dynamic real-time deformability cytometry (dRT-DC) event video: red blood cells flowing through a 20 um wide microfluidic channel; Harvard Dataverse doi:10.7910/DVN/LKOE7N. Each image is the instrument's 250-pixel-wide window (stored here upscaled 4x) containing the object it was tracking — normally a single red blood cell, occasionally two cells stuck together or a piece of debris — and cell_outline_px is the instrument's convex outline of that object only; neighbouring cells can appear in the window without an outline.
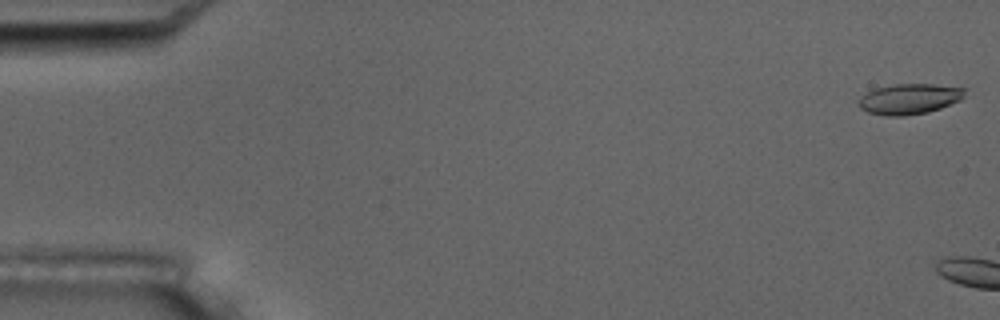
{"species": "common noctule bat (a hibernating species)", "species_latin": "Nyctalus noctula", "temperature_condition": "room temperature", "stored_images_in_passage": 2, "camera_frame_rate_fps": 3000, "um_per_image_px": 0.085, "animal": {"sex": "male", "body_mass_g": 17.5, "forearm_length_mm": 52.3}, "frame": {"image": 1, "passage_image": 1, "time_ms": 0.0, "image_size_px": [1000, 320], "cell_outline_px": [[964, 96], [960, 100], [940, 108], [928, 112], [904, 116], [884, 116], [868, 112], [860, 108], [860, 96], [876, 88], [896, 84], [932, 84], [964, 88]], "centroid_in_image_um": [77.29, 8.42], "position_along_channel_um": 7.7, "area_um2": 18.67}}